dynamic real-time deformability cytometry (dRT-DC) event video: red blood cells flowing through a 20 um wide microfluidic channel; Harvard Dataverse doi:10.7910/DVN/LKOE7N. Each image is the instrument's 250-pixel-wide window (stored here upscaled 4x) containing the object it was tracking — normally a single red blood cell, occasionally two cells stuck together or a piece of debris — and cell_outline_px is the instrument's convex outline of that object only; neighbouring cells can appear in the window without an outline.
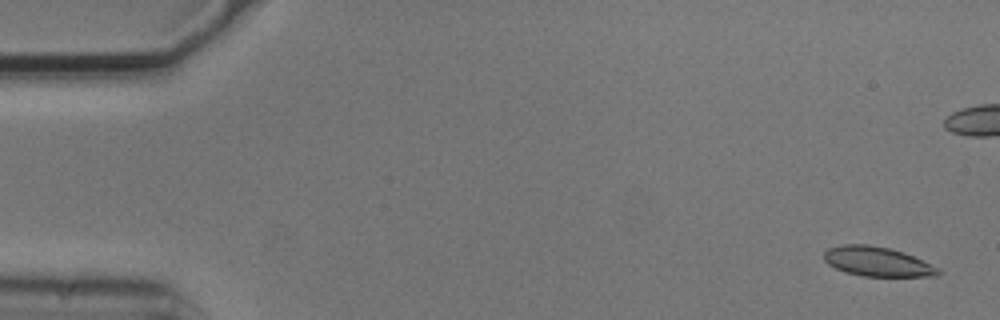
{"species": "common noctule bat (a hibernating species)", "species_latin": "Nyctalus noctula", "temperature_condition": "cold", "stored_images_in_passage": 5, "camera_frame_rate_fps": 3000, "um_per_image_px": 0.085, "animal": {"sex": "male", "body_mass_g": 20.5, "forearm_length_mm": 52.5}, "frame": {"image": 1, "passage_image": 1, "time_ms": 0.0, "image_size_px": [1000, 320], "cell_outline_px": [[940, 272], [936, 276], [864, 276], [844, 272], [828, 264], [824, 260], [824, 252], [828, 248], [844, 244], [868, 244], [888, 248], [904, 252], [940, 268]], "centroid_in_image_um": [74.55, 22.23], "position_along_channel_um": 10.4, "area_um2": 19.59}}
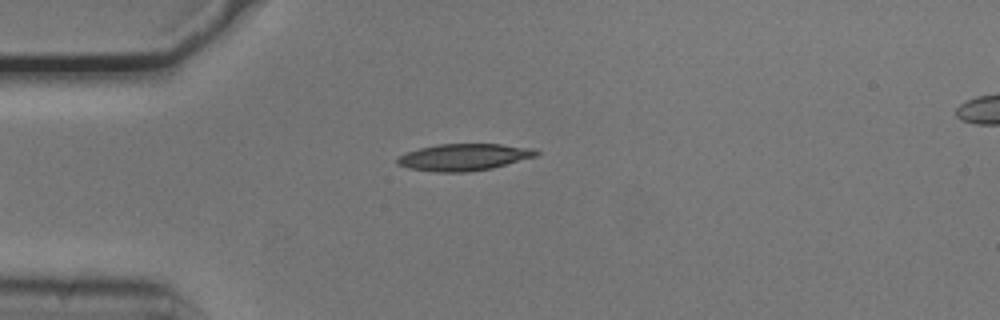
{"frame": {"image": 2, "passage_image": 5, "time_ms": 1.333, "image_size_px": [1000, 320], "cell_outline_px": [[540, 152], [536, 156], [492, 168], [468, 172], [436, 172], [408, 168], [396, 164], [396, 160], [400, 156], [408, 152], [420, 148], [436, 144], [500, 144], [532, 148]], "centroid_in_image_um": [39.42, 13.36], "position_along_channel_um": 45.6, "area_um2": 21.62}}